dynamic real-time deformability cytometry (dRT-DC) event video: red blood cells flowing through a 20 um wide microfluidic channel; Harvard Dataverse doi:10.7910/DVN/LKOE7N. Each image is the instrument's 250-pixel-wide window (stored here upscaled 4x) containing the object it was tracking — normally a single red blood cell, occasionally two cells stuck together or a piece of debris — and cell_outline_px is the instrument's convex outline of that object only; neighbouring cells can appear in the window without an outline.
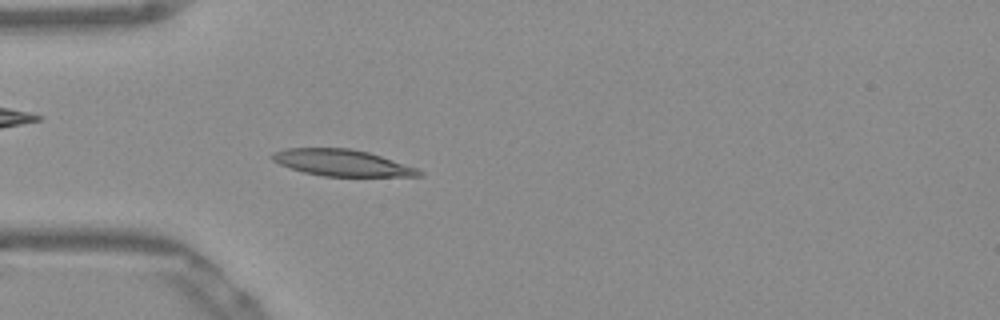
{"species": "Egyptian fruit bat (a non-hibernating species)", "species_latin": "Rousettus aegyptiacus", "temperature_condition": "warm", "stored_images_in_passage": 52, "camera_frame_rate_fps": 3000, "um_per_image_px": 0.085, "frame": {"image": 1, "passage_image": 15, "time_ms": 4.667, "image_size_px": [1000, 320], "cell_outline_px": [[424, 176], [324, 176], [304, 172], [280, 164], [272, 160], [268, 156], [272, 152], [288, 148], [352, 148], [368, 152], [416, 168], [424, 172]], "centroid_in_image_um": [29.04, 13.83], "position_along_channel_um": 56.0, "area_um2": 22.48}}
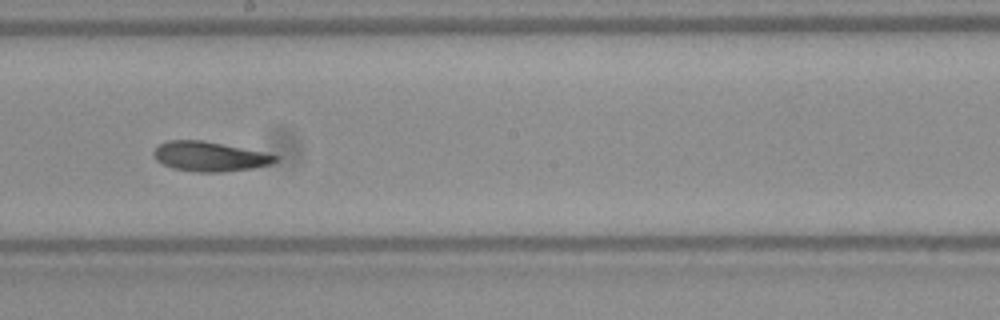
{"frame": {"image": 2, "passage_image": 29, "time_ms": 9.333, "image_size_px": [1000, 320], "cell_outline_px": [[280, 156], [276, 160], [268, 164], [252, 168], [224, 172], [196, 172], [172, 168], [156, 160], [152, 152], [156, 144], [168, 140], [204, 140], [264, 152]], "centroid_in_image_um": [17.76, 13.29], "position_along_channel_um": 230.4, "area_um2": 21.15}}
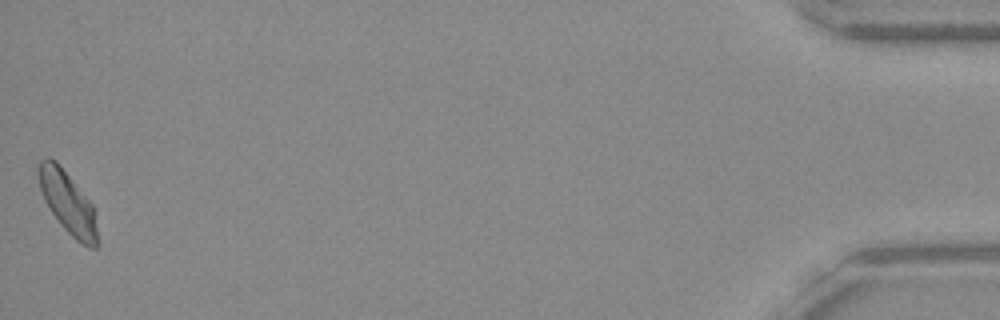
{"frame": {"image": 3, "passage_image": 52, "time_ms": 17.0, "image_size_px": [1000, 320], "cell_outline_px": [[100, 244], [96, 248], [88, 248], [76, 240], [60, 224], [44, 200], [40, 188], [36, 172], [40, 160], [48, 156], [56, 160], [92, 204], [100, 240]], "centroid_in_image_um": [5.77, 17.24], "position_along_channel_um": 429.4, "area_um2": 21.5}, "authors_computed_cell_mechanics": {"area_um2": 21.2993, "velocity_mm_per_s": 3.8511, "shape_relaxation_time_tau1_ms": null, "shape_relaxation_time_tau2_ms": 5.0276, "deformation_change_tau1": null, "deformation_change_tau2": 0.1062}}